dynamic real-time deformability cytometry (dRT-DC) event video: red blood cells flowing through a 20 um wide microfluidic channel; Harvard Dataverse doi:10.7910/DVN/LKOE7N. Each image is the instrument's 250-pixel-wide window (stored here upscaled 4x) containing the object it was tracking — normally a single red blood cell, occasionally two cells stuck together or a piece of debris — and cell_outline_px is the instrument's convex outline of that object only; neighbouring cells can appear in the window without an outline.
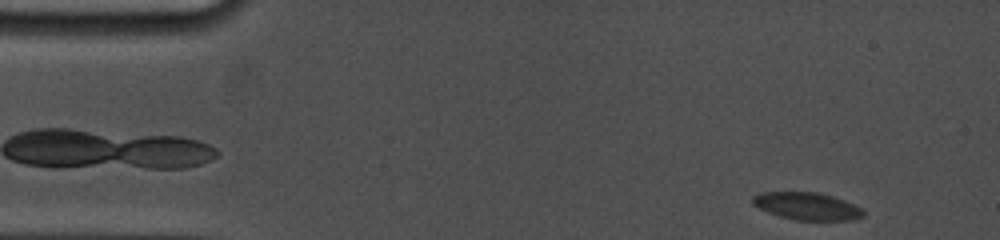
{"species": "common noctule bat (a hibernating species)", "species_latin": "Nyctalus noctula", "temperature_condition": "cold", "stored_images_in_passage": 38, "camera_frame_rate_fps": 5000, "um_per_image_px": 0.085, "animal": {"sex": "female", "body_mass_g": 19.0, "forearm_length_mm": 53.3}, "frame": {"image": 1, "passage_image": 2, "time_ms": 0.4, "image_size_px": [1000, 240], "cell_outline_px": [[864, 216], [852, 220], [796, 220], [780, 216], [768, 212], [752, 204], [752, 196], [760, 192], [816, 192], [832, 196], [844, 200], [860, 208], [864, 212]], "centroid_in_image_um": [68.57, 17.52], "position_along_channel_um": 16.4, "area_um2": 17.57}}
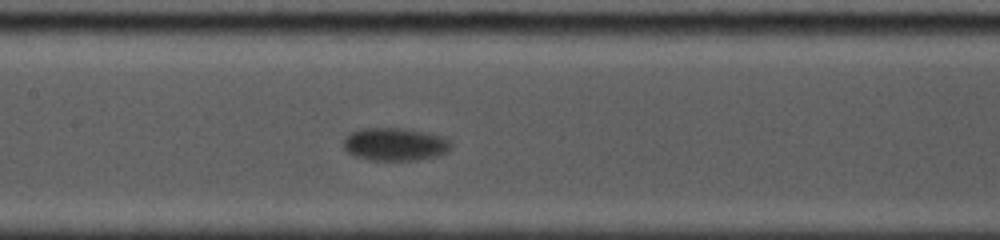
{"frame": {"image": 2, "passage_image": 17, "time_ms": 7.8, "image_size_px": [1000, 240], "cell_outline_px": [[452, 148], [448, 152], [436, 156], [416, 160], [368, 160], [352, 156], [344, 148], [344, 136], [360, 128], [404, 128], [428, 132], [452, 140]], "centroid_in_image_um": [33.58, 12.26], "position_along_channel_um": 173.8, "area_um2": 20.98}}
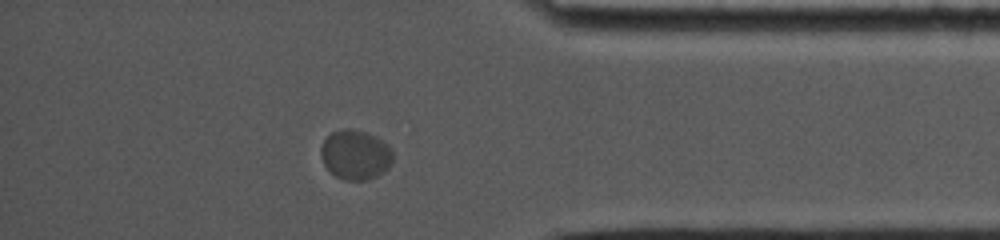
{"frame": {"image": 3, "passage_image": 33, "time_ms": 14.8, "image_size_px": [1000, 240], "cell_outline_px": [[392, 164], [388, 168], [376, 176], [364, 180], [344, 180], [336, 176], [324, 164], [320, 156], [320, 148], [324, 140], [332, 132], [340, 128], [352, 128], [368, 132], [376, 136], [388, 144], [392, 152]], "centroid_in_image_um": [30.21, 13.12], "position_along_channel_um": 405.0, "area_um2": 20.98}, "authors_computed_cell_mechanics": {"area_um2": 19.5075, "velocity_mm_per_s": 3.4178, "shape_relaxation_time_tau1_ms": 3.0353, "shape_relaxation_time_tau2_ms": null, "deformation_change_tau1": 0.0713, "deformation_change_tau2": null}}